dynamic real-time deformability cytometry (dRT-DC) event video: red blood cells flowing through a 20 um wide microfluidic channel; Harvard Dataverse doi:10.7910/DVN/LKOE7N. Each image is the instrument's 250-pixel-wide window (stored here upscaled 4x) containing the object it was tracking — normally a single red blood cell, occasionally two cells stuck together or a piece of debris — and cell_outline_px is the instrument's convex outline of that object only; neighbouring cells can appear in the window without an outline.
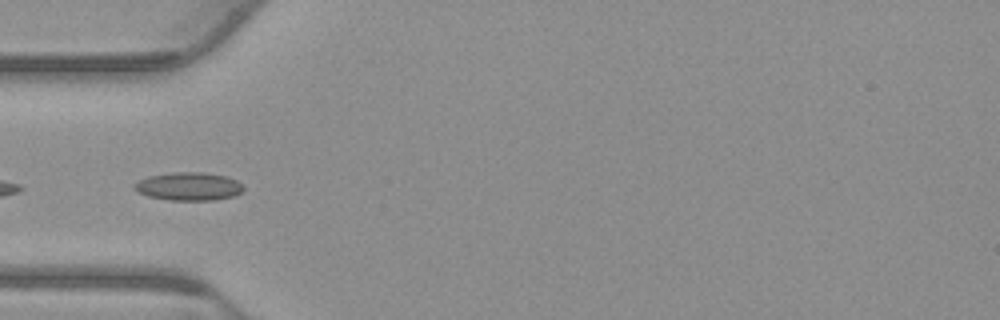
{"species": "common noctule bat (a hibernating species)", "species_latin": "Nyctalus noctula", "temperature_condition": "warm", "stored_images_in_passage": 20, "camera_frame_rate_fps": 3000, "um_per_image_px": 0.085, "animal": {"sex": "male", "body_mass_g": 23.1, "forearm_length_mm": 52.7}, "frame": {"image": 1, "passage_image": 17, "time_ms": 5.333, "image_size_px": [1000, 320], "cell_outline_px": [[244, 192], [232, 196], [212, 200], [168, 200], [148, 196], [136, 192], [132, 188], [132, 184], [148, 176], [172, 172], [204, 172], [228, 176], [244, 184]], "centroid_in_image_um": [16.04, 15.84], "position_along_channel_um": 69.0, "area_um2": 18.21}}